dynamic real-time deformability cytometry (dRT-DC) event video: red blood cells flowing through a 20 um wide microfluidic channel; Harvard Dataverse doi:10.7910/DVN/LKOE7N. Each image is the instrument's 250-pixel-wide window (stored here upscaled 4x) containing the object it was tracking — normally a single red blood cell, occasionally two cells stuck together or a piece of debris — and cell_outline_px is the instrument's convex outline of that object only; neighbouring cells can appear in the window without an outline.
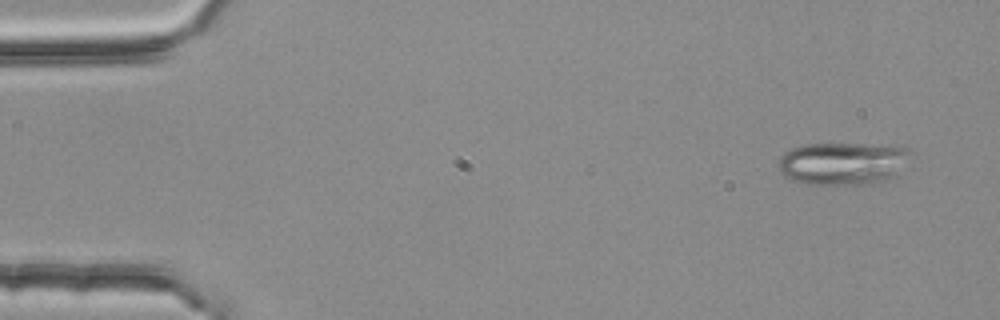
{"species": "common noctule bat (a hibernating species)", "species_latin": "Nyctalus noctula", "temperature_condition": "room temperature", "stored_images_in_passage": 3, "camera_frame_rate_fps": 3000, "um_per_image_px": 0.085, "animal": {"sex": "female", "body_mass_g": 25.1}, "frame": {"image": 1, "passage_image": 1, "time_ms": 0.0, "image_size_px": [1000, 320], "cell_outline_px": [[916, 156], [888, 180], [880, 184], [804, 184], [792, 180], [784, 176], [780, 172], [780, 156], [784, 152], [792, 148], [804, 144], [904, 144], [916, 152]], "centroid_in_image_um": [71.79, 13.86], "position_along_channel_um": 13.2, "area_um2": 33.99}}
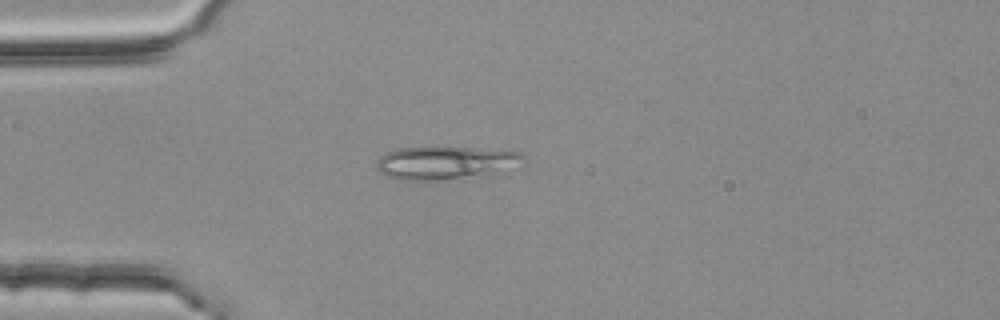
{"frame": {"image": 2, "passage_image": 3, "time_ms": 0.667, "image_size_px": [1000, 320], "cell_outline_px": [[528, 160], [516, 168], [492, 176], [440, 180], [396, 180], [384, 176], [376, 168], [376, 160], [380, 156], [388, 152], [400, 148], [472, 148], [520, 152]], "centroid_in_image_um": [37.95, 13.88], "position_along_channel_um": 47.0, "area_um2": 29.02}}